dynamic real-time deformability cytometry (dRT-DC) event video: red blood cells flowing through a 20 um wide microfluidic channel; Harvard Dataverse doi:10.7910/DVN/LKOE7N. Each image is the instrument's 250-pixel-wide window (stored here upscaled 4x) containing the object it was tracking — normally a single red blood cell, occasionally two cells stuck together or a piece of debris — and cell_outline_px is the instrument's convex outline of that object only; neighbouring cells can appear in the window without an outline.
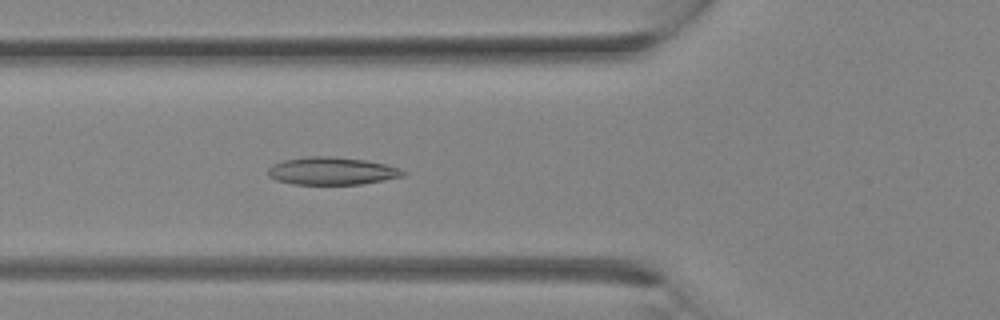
{"species": "Egyptian fruit bat (a non-hibernating species)", "species_latin": "Rousettus aegyptiacus", "temperature_condition": "room temperature", "stored_images_in_passage": 24, "camera_frame_rate_fps": 3000, "um_per_image_px": 0.085, "animal": {"sex": "female"}, "frame": {"image": 1, "passage_image": 12, "time_ms": 3.667, "image_size_px": [1000, 320], "cell_outline_px": [[408, 172], [404, 176], [384, 180], [360, 184], [292, 184], [276, 180], [268, 176], [268, 168], [272, 164], [284, 160], [304, 156], [332, 156], [364, 160], [384, 164], [400, 168]], "centroid_in_image_um": [28.2, 14.53], "position_along_channel_um": 97.6, "area_um2": 21.85}}
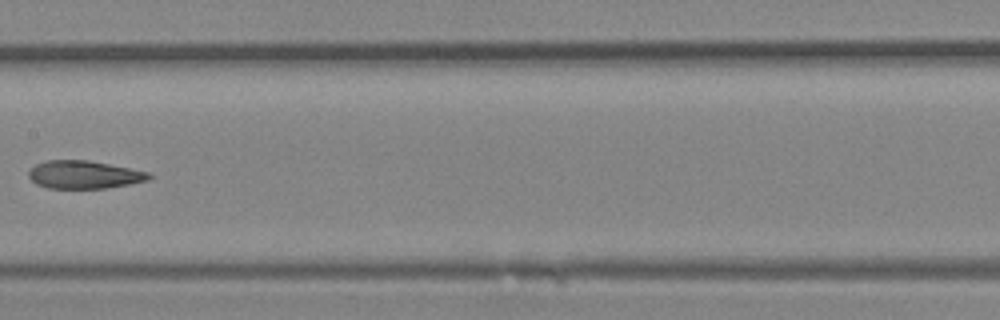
{"frame": {"image": 2, "passage_image": 17, "time_ms": 5.333, "image_size_px": [1000, 320], "cell_outline_px": [[152, 176], [148, 180], [108, 188], [48, 188], [36, 184], [28, 176], [28, 172], [36, 164], [48, 160], [88, 160], [148, 172]], "centroid_in_image_um": [7.12, 14.85], "position_along_channel_um": 200.3, "area_um2": 19.36}}
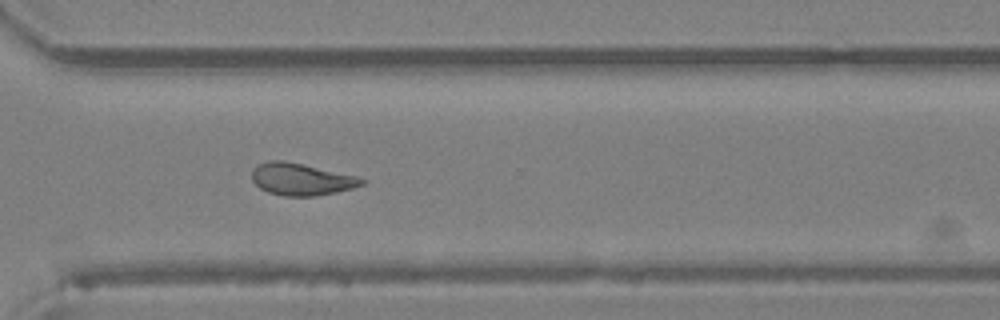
{"frame": {"image": 3, "passage_image": 24, "time_ms": 7.667, "image_size_px": [1000, 320], "cell_outline_px": [[368, 180], [364, 184], [352, 188], [336, 192], [316, 196], [284, 196], [268, 192], [260, 188], [252, 180], [252, 168], [260, 164], [272, 160], [284, 160], [356, 176]], "centroid_in_image_um": [25.61, 15.24], "position_along_channel_um": 345.0, "area_um2": 20.4}}